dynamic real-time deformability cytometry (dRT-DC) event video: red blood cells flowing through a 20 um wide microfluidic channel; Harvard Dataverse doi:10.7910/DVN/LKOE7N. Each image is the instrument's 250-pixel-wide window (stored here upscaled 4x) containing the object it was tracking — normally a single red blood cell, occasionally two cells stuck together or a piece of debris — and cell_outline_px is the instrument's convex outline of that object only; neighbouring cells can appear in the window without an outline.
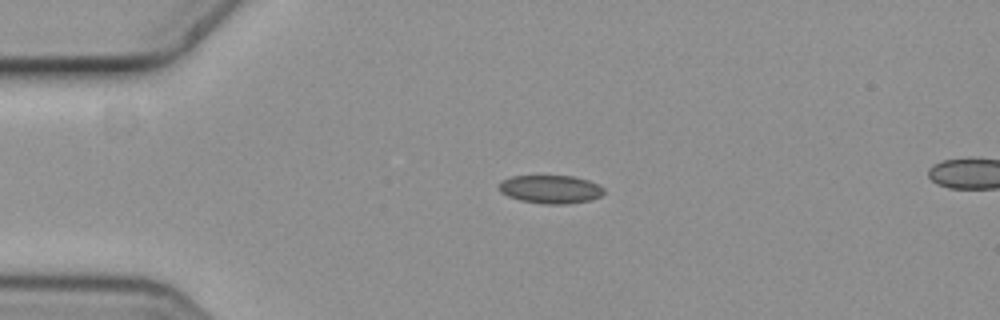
{"species": "common noctule bat (a hibernating species)", "species_latin": "Nyctalus noctula", "temperature_condition": "cold", "stored_images_in_passage": 5, "segment_of_instrument_passage": [1, 2], "camera_frame_rate_fps": 3000, "um_per_image_px": 0.085, "animal": {"sex": "female", "body_mass_g": 19.3, "forearm_length_mm": 54.1}, "frame": {"image": 1, "passage_image": 3, "time_ms": 0.667, "image_size_px": [1000, 320], "cell_outline_px": [[604, 192], [600, 196], [588, 200], [568, 204], [544, 204], [520, 200], [508, 196], [500, 192], [500, 180], [512, 176], [572, 176], [588, 180], [604, 188]], "centroid_in_image_um": [46.77, 16.09], "position_along_channel_um": 38.2, "area_um2": 17.17}}